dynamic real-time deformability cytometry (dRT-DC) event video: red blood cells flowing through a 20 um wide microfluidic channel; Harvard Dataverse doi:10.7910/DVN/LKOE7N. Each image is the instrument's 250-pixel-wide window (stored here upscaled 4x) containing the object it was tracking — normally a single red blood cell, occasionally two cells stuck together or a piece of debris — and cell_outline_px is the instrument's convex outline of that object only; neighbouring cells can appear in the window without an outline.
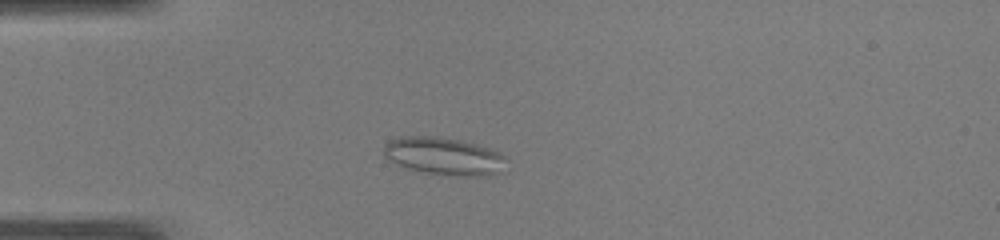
{"species": "common noctule bat (a hibernating species)", "species_latin": "Nyctalus noctula", "temperature_condition": "warm", "stored_images_in_passage": 40, "camera_frame_rate_fps": 3000, "um_per_image_px": 0.085, "animal": {"sex": "male", "body_mass_g": 19.0, "forearm_length_mm": 50.8}, "frame": {"image": 1, "passage_image": 4, "time_ms": 1.0, "image_size_px": [1000, 240], "cell_outline_px": [[504, 156], [496, 172], [480, 176], [472, 176], [428, 172], [408, 168], [384, 156], [384, 144], [388, 140], [400, 136], [436, 136], [460, 140], [476, 144], [488, 148]], "centroid_in_image_um": [37.62, 13.22], "position_along_channel_um": 47.4, "area_um2": 25.72}}
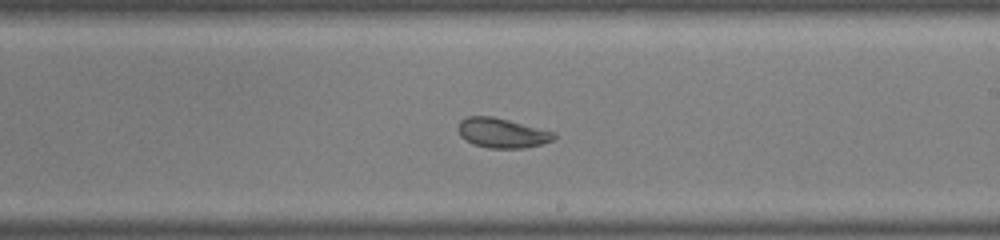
{"frame": {"image": 2, "passage_image": 20, "time_ms": 6.333, "image_size_px": [1000, 240], "cell_outline_px": [[556, 136], [552, 140], [540, 144], [524, 148], [488, 148], [472, 144], [464, 140], [460, 136], [456, 128], [460, 120], [468, 116], [492, 116], [556, 132]], "centroid_in_image_um": [42.62, 11.3], "position_along_channel_um": 246.4, "area_um2": 16.7}}
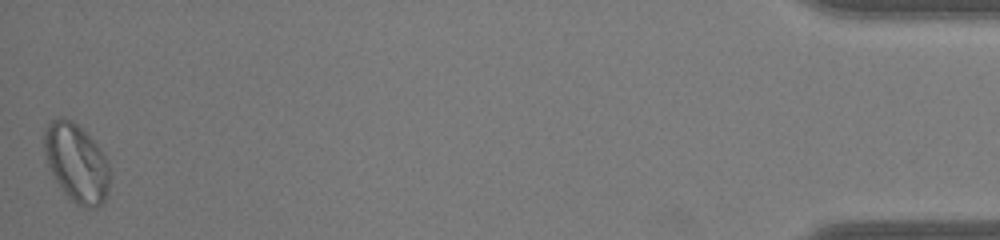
{"frame": {"image": 3, "passage_image": 40, "time_ms": 13.0, "image_size_px": [1000, 240], "cell_outline_px": [[108, 196], [104, 204], [96, 208], [80, 208], [64, 192], [56, 180], [48, 164], [44, 152], [44, 128], [52, 120], [60, 116], [72, 120], [100, 148], [108, 164]], "centroid_in_image_um": [6.5, 13.87], "position_along_channel_um": 428.7, "area_um2": 29.77}, "authors_computed_cell_mechanics": {"area_um2": 20.1433, "velocity_mm_per_s": 4.0621, "shape_relaxation_time_tau1_ms": null, "shape_relaxation_time_tau2_ms": 1.2259, "deformation_change_tau1": null, "deformation_change_tau2": 0.0691}}